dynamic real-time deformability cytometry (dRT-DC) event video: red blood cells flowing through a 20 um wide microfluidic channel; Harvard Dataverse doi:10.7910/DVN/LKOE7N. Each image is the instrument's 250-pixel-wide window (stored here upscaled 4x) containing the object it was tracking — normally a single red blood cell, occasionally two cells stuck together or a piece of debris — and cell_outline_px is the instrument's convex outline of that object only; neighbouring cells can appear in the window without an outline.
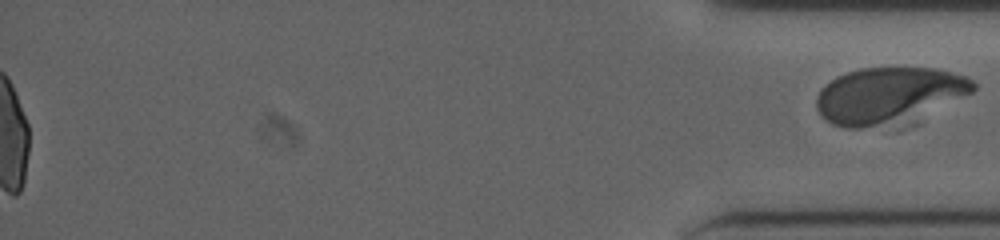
{"species": "human", "species_latin": "Homo sapiens", "temperature_condition": "cold", "stored_images_in_passage": 45, "segment_of_instrument_passage": [2, 2], "camera_frame_rate_fps": 3000, "um_per_image_px": 0.085, "donor": {"sex": "male"}, "frame": {"image": 1, "passage_image": 45, "time_ms": 14.667, "image_size_px": [1000, 240], "cell_outline_px": [[976, 88], [972, 92], [920, 124], [900, 132], [896, 132], [848, 128], [832, 124], [816, 108], [816, 96], [820, 88], [824, 84], [836, 76], [860, 68], [936, 68], [968, 76], [976, 84]], "centroid_in_image_um": [75.67, 8.25], "position_along_channel_um": 359.5, "area_um2": 55.37}}